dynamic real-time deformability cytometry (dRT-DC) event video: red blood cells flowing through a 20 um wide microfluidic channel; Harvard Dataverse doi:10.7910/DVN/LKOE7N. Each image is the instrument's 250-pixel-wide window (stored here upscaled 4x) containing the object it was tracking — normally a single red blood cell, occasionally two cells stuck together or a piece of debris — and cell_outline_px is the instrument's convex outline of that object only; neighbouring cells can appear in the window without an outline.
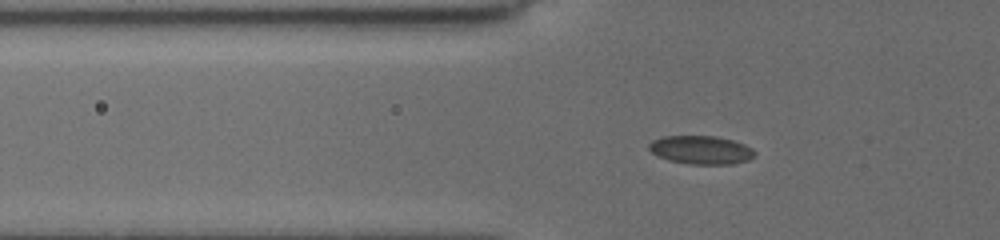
{"species": "common noctule bat (a hibernating species)", "species_latin": "Nyctalus noctula", "temperature_condition": "cold", "stored_images_in_passage": 49, "segment_of_instrument_passage": [1, 2], "camera_frame_rate_fps": 3000, "um_per_image_px": 0.085, "animal": {"sex": "female", "body_mass_g": 19.5, "forearm_length_mm": 54.1}, "frame": {"image": 1, "passage_image": 12, "time_ms": 3.667, "image_size_px": [1000, 240], "cell_outline_px": [[756, 156], [748, 160], [732, 164], [688, 164], [668, 160], [652, 152], [648, 148], [648, 144], [652, 140], [660, 136], [716, 136], [732, 140], [744, 144], [752, 148], [756, 152]], "centroid_in_image_um": [59.59, 12.74], "position_along_channel_um": 66.2, "area_um2": 17.63}}
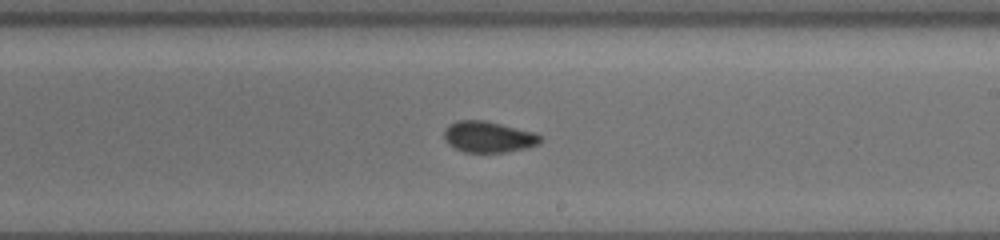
{"frame": {"image": 2, "passage_image": 27, "time_ms": 8.667, "image_size_px": [1000, 240], "cell_outline_px": [[544, 140], [540, 144], [528, 148], [504, 152], [464, 152], [448, 144], [444, 140], [444, 128], [448, 124], [456, 120], [484, 120], [532, 132], [540, 136]], "centroid_in_image_um": [41.49, 11.64], "position_along_channel_um": 247.5, "area_um2": 17.51}}
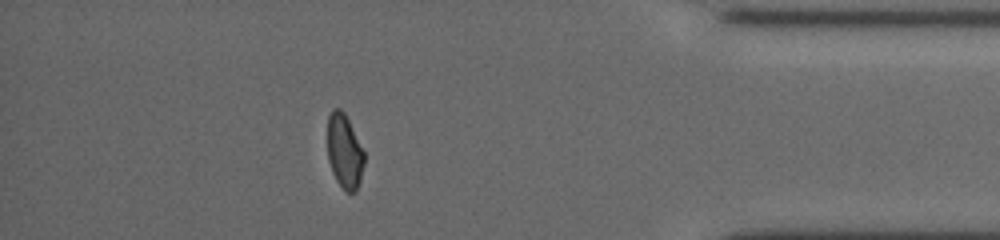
{"frame": {"image": 3, "passage_image": 42, "time_ms": 13.667, "image_size_px": [1000, 240], "cell_outline_px": [[364, 164], [360, 180], [356, 192], [348, 192], [336, 180], [332, 172], [328, 160], [328, 116], [332, 108], [340, 108], [344, 112], [364, 152]], "centroid_in_image_um": [29.27, 12.86], "position_along_channel_um": 405.9, "area_um2": 15.72}}